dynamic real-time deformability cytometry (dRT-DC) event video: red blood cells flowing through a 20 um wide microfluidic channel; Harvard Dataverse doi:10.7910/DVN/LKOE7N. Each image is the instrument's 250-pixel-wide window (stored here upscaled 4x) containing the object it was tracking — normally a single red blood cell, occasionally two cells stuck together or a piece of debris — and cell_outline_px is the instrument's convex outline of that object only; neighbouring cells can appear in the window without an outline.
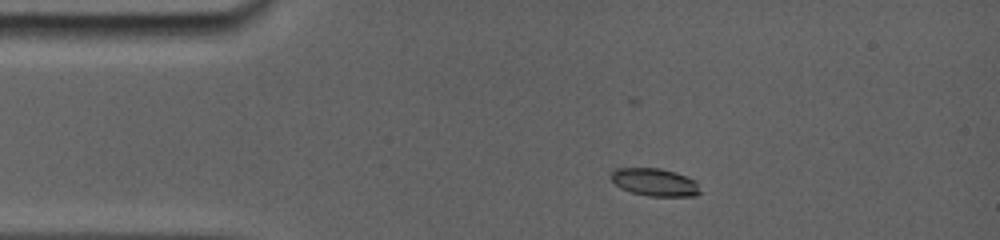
{"species": "common noctule bat (a hibernating species)", "species_latin": "Nyctalus noctula", "temperature_condition": "room temperature", "stored_images_in_passage": 9, "camera_frame_rate_fps": 5000, "um_per_image_px": 0.085, "animal": {"sex": "female", "body_mass_g": 19.0, "forearm_length_mm": 56.7}, "frame": {"image": 1, "passage_image": 1, "time_ms": 0.0, "image_size_px": [1000, 240], "cell_outline_px": [[700, 192], [696, 196], [648, 196], [632, 192], [620, 188], [612, 180], [612, 172], [616, 168], [660, 168], [684, 176], [692, 180], [696, 184]], "centroid_in_image_um": [55.61, 15.49], "position_along_channel_um": 29.4, "area_um2": 13.99}}
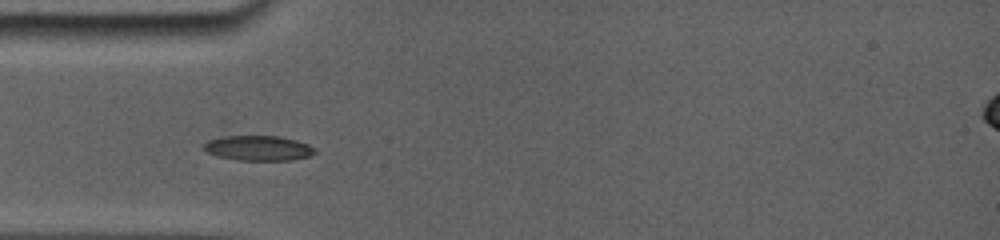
{"frame": {"image": 2, "passage_image": 5, "time_ms": 2.0, "image_size_px": [1000, 240], "cell_outline_px": [[316, 152], [308, 156], [292, 160], [240, 160], [216, 156], [208, 152], [204, 148], [204, 144], [208, 140], [228, 136], [276, 136], [308, 144]], "centroid_in_image_um": [21.93, 12.6], "position_along_channel_um": 63.1, "area_um2": 15.78}}
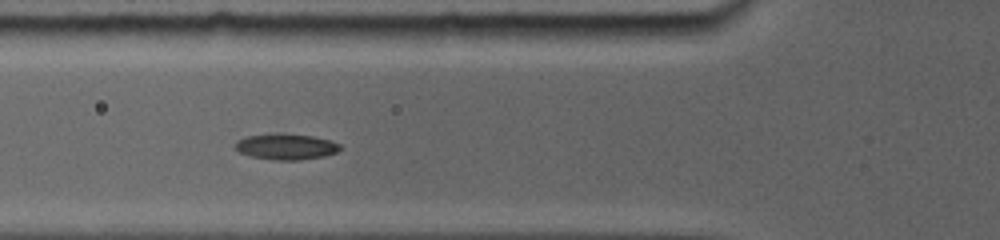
{"frame": {"image": 3, "passage_image": 8, "time_ms": 3.0, "image_size_px": [1000, 240], "cell_outline_px": [[340, 148], [336, 152], [324, 156], [300, 160], [272, 160], [252, 156], [240, 152], [236, 148], [236, 144], [240, 140], [248, 136], [312, 136], [328, 140], [340, 144]], "centroid_in_image_um": [24.37, 12.52], "position_along_channel_um": 101.4, "area_um2": 14.74}}